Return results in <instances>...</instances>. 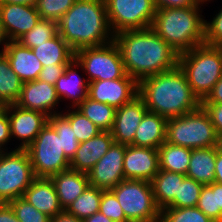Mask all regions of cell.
<instances>
[{
  "label": "cell",
  "mask_w": 222,
  "mask_h": 222,
  "mask_svg": "<svg viewBox=\"0 0 222 222\" xmlns=\"http://www.w3.org/2000/svg\"><path fill=\"white\" fill-rule=\"evenodd\" d=\"M126 74L138 83L178 66L179 53L151 27L125 30L114 35Z\"/></svg>",
  "instance_id": "1"
},
{
  "label": "cell",
  "mask_w": 222,
  "mask_h": 222,
  "mask_svg": "<svg viewBox=\"0 0 222 222\" xmlns=\"http://www.w3.org/2000/svg\"><path fill=\"white\" fill-rule=\"evenodd\" d=\"M138 94L143 98L148 111L166 119L184 115L201 105L179 65L141 80Z\"/></svg>",
  "instance_id": "2"
},
{
  "label": "cell",
  "mask_w": 222,
  "mask_h": 222,
  "mask_svg": "<svg viewBox=\"0 0 222 222\" xmlns=\"http://www.w3.org/2000/svg\"><path fill=\"white\" fill-rule=\"evenodd\" d=\"M57 22L59 35L74 52L106 45L114 38L105 0H76Z\"/></svg>",
  "instance_id": "3"
},
{
  "label": "cell",
  "mask_w": 222,
  "mask_h": 222,
  "mask_svg": "<svg viewBox=\"0 0 222 222\" xmlns=\"http://www.w3.org/2000/svg\"><path fill=\"white\" fill-rule=\"evenodd\" d=\"M200 5L156 9L151 28L179 54L204 44Z\"/></svg>",
  "instance_id": "4"
},
{
  "label": "cell",
  "mask_w": 222,
  "mask_h": 222,
  "mask_svg": "<svg viewBox=\"0 0 222 222\" xmlns=\"http://www.w3.org/2000/svg\"><path fill=\"white\" fill-rule=\"evenodd\" d=\"M178 65L184 71L192 92L202 101L222 77V47L195 46L179 54Z\"/></svg>",
  "instance_id": "5"
},
{
  "label": "cell",
  "mask_w": 222,
  "mask_h": 222,
  "mask_svg": "<svg viewBox=\"0 0 222 222\" xmlns=\"http://www.w3.org/2000/svg\"><path fill=\"white\" fill-rule=\"evenodd\" d=\"M166 142L190 149L218 145V135L210 116L200 105L184 115L167 120Z\"/></svg>",
  "instance_id": "6"
},
{
  "label": "cell",
  "mask_w": 222,
  "mask_h": 222,
  "mask_svg": "<svg viewBox=\"0 0 222 222\" xmlns=\"http://www.w3.org/2000/svg\"><path fill=\"white\" fill-rule=\"evenodd\" d=\"M129 222H160L151 182L124 179L111 189Z\"/></svg>",
  "instance_id": "7"
},
{
  "label": "cell",
  "mask_w": 222,
  "mask_h": 222,
  "mask_svg": "<svg viewBox=\"0 0 222 222\" xmlns=\"http://www.w3.org/2000/svg\"><path fill=\"white\" fill-rule=\"evenodd\" d=\"M35 177H46L70 169V160L62 149L61 137L48 122L26 149Z\"/></svg>",
  "instance_id": "8"
},
{
  "label": "cell",
  "mask_w": 222,
  "mask_h": 222,
  "mask_svg": "<svg viewBox=\"0 0 222 222\" xmlns=\"http://www.w3.org/2000/svg\"><path fill=\"white\" fill-rule=\"evenodd\" d=\"M35 178L26 149L0 152V203L22 197Z\"/></svg>",
  "instance_id": "9"
},
{
  "label": "cell",
  "mask_w": 222,
  "mask_h": 222,
  "mask_svg": "<svg viewBox=\"0 0 222 222\" xmlns=\"http://www.w3.org/2000/svg\"><path fill=\"white\" fill-rule=\"evenodd\" d=\"M74 58L87 74L89 83L119 79L126 75L120 51L114 41L103 46L81 48L74 52Z\"/></svg>",
  "instance_id": "10"
},
{
  "label": "cell",
  "mask_w": 222,
  "mask_h": 222,
  "mask_svg": "<svg viewBox=\"0 0 222 222\" xmlns=\"http://www.w3.org/2000/svg\"><path fill=\"white\" fill-rule=\"evenodd\" d=\"M108 22L113 34L149 28L156 6L154 0H105Z\"/></svg>",
  "instance_id": "11"
},
{
  "label": "cell",
  "mask_w": 222,
  "mask_h": 222,
  "mask_svg": "<svg viewBox=\"0 0 222 222\" xmlns=\"http://www.w3.org/2000/svg\"><path fill=\"white\" fill-rule=\"evenodd\" d=\"M127 145L113 143L106 154L88 172L91 186L102 190H111L123 181V161Z\"/></svg>",
  "instance_id": "12"
},
{
  "label": "cell",
  "mask_w": 222,
  "mask_h": 222,
  "mask_svg": "<svg viewBox=\"0 0 222 222\" xmlns=\"http://www.w3.org/2000/svg\"><path fill=\"white\" fill-rule=\"evenodd\" d=\"M139 93V83L129 75L114 80H96L89 83L88 97L115 108L131 101Z\"/></svg>",
  "instance_id": "13"
},
{
  "label": "cell",
  "mask_w": 222,
  "mask_h": 222,
  "mask_svg": "<svg viewBox=\"0 0 222 222\" xmlns=\"http://www.w3.org/2000/svg\"><path fill=\"white\" fill-rule=\"evenodd\" d=\"M3 108L8 113L11 138L21 140L17 149H27L48 123V116L39 111L22 109L15 104Z\"/></svg>",
  "instance_id": "14"
},
{
  "label": "cell",
  "mask_w": 222,
  "mask_h": 222,
  "mask_svg": "<svg viewBox=\"0 0 222 222\" xmlns=\"http://www.w3.org/2000/svg\"><path fill=\"white\" fill-rule=\"evenodd\" d=\"M147 111L145 102L139 94L131 101L116 108L114 124L111 130L114 142L131 145L136 130Z\"/></svg>",
  "instance_id": "15"
},
{
  "label": "cell",
  "mask_w": 222,
  "mask_h": 222,
  "mask_svg": "<svg viewBox=\"0 0 222 222\" xmlns=\"http://www.w3.org/2000/svg\"><path fill=\"white\" fill-rule=\"evenodd\" d=\"M159 171L158 149L127 145L123 161L125 179L151 182Z\"/></svg>",
  "instance_id": "16"
},
{
  "label": "cell",
  "mask_w": 222,
  "mask_h": 222,
  "mask_svg": "<svg viewBox=\"0 0 222 222\" xmlns=\"http://www.w3.org/2000/svg\"><path fill=\"white\" fill-rule=\"evenodd\" d=\"M59 101L55 85L37 79L23 83L15 105L22 109L42 112L50 117L58 114L54 108L57 107Z\"/></svg>",
  "instance_id": "17"
},
{
  "label": "cell",
  "mask_w": 222,
  "mask_h": 222,
  "mask_svg": "<svg viewBox=\"0 0 222 222\" xmlns=\"http://www.w3.org/2000/svg\"><path fill=\"white\" fill-rule=\"evenodd\" d=\"M0 19L9 41H17L41 19L35 6L0 3Z\"/></svg>",
  "instance_id": "18"
},
{
  "label": "cell",
  "mask_w": 222,
  "mask_h": 222,
  "mask_svg": "<svg viewBox=\"0 0 222 222\" xmlns=\"http://www.w3.org/2000/svg\"><path fill=\"white\" fill-rule=\"evenodd\" d=\"M113 143L111 131H101L97 136L80 143L70 161V169L88 174Z\"/></svg>",
  "instance_id": "19"
},
{
  "label": "cell",
  "mask_w": 222,
  "mask_h": 222,
  "mask_svg": "<svg viewBox=\"0 0 222 222\" xmlns=\"http://www.w3.org/2000/svg\"><path fill=\"white\" fill-rule=\"evenodd\" d=\"M3 53L8 58L12 70L23 83L39 78L43 66L30 48L18 41H9Z\"/></svg>",
  "instance_id": "20"
},
{
  "label": "cell",
  "mask_w": 222,
  "mask_h": 222,
  "mask_svg": "<svg viewBox=\"0 0 222 222\" xmlns=\"http://www.w3.org/2000/svg\"><path fill=\"white\" fill-rule=\"evenodd\" d=\"M22 198L51 218L63 211L50 178L36 177Z\"/></svg>",
  "instance_id": "21"
},
{
  "label": "cell",
  "mask_w": 222,
  "mask_h": 222,
  "mask_svg": "<svg viewBox=\"0 0 222 222\" xmlns=\"http://www.w3.org/2000/svg\"><path fill=\"white\" fill-rule=\"evenodd\" d=\"M79 63L73 58L62 74L56 81L55 89L58 98H67L72 100V108H77L82 101L88 97L89 82L86 78L82 79L78 75L76 68ZM75 68V69H74Z\"/></svg>",
  "instance_id": "22"
},
{
  "label": "cell",
  "mask_w": 222,
  "mask_h": 222,
  "mask_svg": "<svg viewBox=\"0 0 222 222\" xmlns=\"http://www.w3.org/2000/svg\"><path fill=\"white\" fill-rule=\"evenodd\" d=\"M54 185L60 206L65 210L90 185L88 175L68 169L49 177Z\"/></svg>",
  "instance_id": "23"
},
{
  "label": "cell",
  "mask_w": 222,
  "mask_h": 222,
  "mask_svg": "<svg viewBox=\"0 0 222 222\" xmlns=\"http://www.w3.org/2000/svg\"><path fill=\"white\" fill-rule=\"evenodd\" d=\"M167 120L157 113L147 111L136 130L131 145L158 149L166 141Z\"/></svg>",
  "instance_id": "24"
},
{
  "label": "cell",
  "mask_w": 222,
  "mask_h": 222,
  "mask_svg": "<svg viewBox=\"0 0 222 222\" xmlns=\"http://www.w3.org/2000/svg\"><path fill=\"white\" fill-rule=\"evenodd\" d=\"M216 146L192 149L186 177L210 185L215 181Z\"/></svg>",
  "instance_id": "25"
},
{
  "label": "cell",
  "mask_w": 222,
  "mask_h": 222,
  "mask_svg": "<svg viewBox=\"0 0 222 222\" xmlns=\"http://www.w3.org/2000/svg\"><path fill=\"white\" fill-rule=\"evenodd\" d=\"M39 59L42 66H54V64H69L74 58V51L59 33L42 44H36L31 49Z\"/></svg>",
  "instance_id": "26"
},
{
  "label": "cell",
  "mask_w": 222,
  "mask_h": 222,
  "mask_svg": "<svg viewBox=\"0 0 222 222\" xmlns=\"http://www.w3.org/2000/svg\"><path fill=\"white\" fill-rule=\"evenodd\" d=\"M186 175L160 170L151 180L156 205L160 210L166 208L178 195L179 183Z\"/></svg>",
  "instance_id": "27"
},
{
  "label": "cell",
  "mask_w": 222,
  "mask_h": 222,
  "mask_svg": "<svg viewBox=\"0 0 222 222\" xmlns=\"http://www.w3.org/2000/svg\"><path fill=\"white\" fill-rule=\"evenodd\" d=\"M159 169L186 175L192 149L169 144L166 141L158 147Z\"/></svg>",
  "instance_id": "28"
},
{
  "label": "cell",
  "mask_w": 222,
  "mask_h": 222,
  "mask_svg": "<svg viewBox=\"0 0 222 222\" xmlns=\"http://www.w3.org/2000/svg\"><path fill=\"white\" fill-rule=\"evenodd\" d=\"M23 82L12 70L4 53H0V105L15 104L20 96Z\"/></svg>",
  "instance_id": "29"
},
{
  "label": "cell",
  "mask_w": 222,
  "mask_h": 222,
  "mask_svg": "<svg viewBox=\"0 0 222 222\" xmlns=\"http://www.w3.org/2000/svg\"><path fill=\"white\" fill-rule=\"evenodd\" d=\"M77 109L102 131L112 130L116 113L115 107L87 97Z\"/></svg>",
  "instance_id": "30"
},
{
  "label": "cell",
  "mask_w": 222,
  "mask_h": 222,
  "mask_svg": "<svg viewBox=\"0 0 222 222\" xmlns=\"http://www.w3.org/2000/svg\"><path fill=\"white\" fill-rule=\"evenodd\" d=\"M103 190L89 185L87 189L72 202L65 211L84 220L99 211Z\"/></svg>",
  "instance_id": "31"
},
{
  "label": "cell",
  "mask_w": 222,
  "mask_h": 222,
  "mask_svg": "<svg viewBox=\"0 0 222 222\" xmlns=\"http://www.w3.org/2000/svg\"><path fill=\"white\" fill-rule=\"evenodd\" d=\"M48 122L54 127L59 137H61L62 149L65 156L71 161L79 148L78 142L70 122L61 112L48 117Z\"/></svg>",
  "instance_id": "32"
},
{
  "label": "cell",
  "mask_w": 222,
  "mask_h": 222,
  "mask_svg": "<svg viewBox=\"0 0 222 222\" xmlns=\"http://www.w3.org/2000/svg\"><path fill=\"white\" fill-rule=\"evenodd\" d=\"M59 33L58 22L54 20L40 19L30 31L21 36L17 41L30 49L36 44H42L55 37Z\"/></svg>",
  "instance_id": "33"
},
{
  "label": "cell",
  "mask_w": 222,
  "mask_h": 222,
  "mask_svg": "<svg viewBox=\"0 0 222 222\" xmlns=\"http://www.w3.org/2000/svg\"><path fill=\"white\" fill-rule=\"evenodd\" d=\"M69 122L79 143L97 136L102 130L78 109L62 114Z\"/></svg>",
  "instance_id": "34"
},
{
  "label": "cell",
  "mask_w": 222,
  "mask_h": 222,
  "mask_svg": "<svg viewBox=\"0 0 222 222\" xmlns=\"http://www.w3.org/2000/svg\"><path fill=\"white\" fill-rule=\"evenodd\" d=\"M203 186V184L194 179L185 177L179 183L178 195L174 197V200L167 207H195Z\"/></svg>",
  "instance_id": "35"
},
{
  "label": "cell",
  "mask_w": 222,
  "mask_h": 222,
  "mask_svg": "<svg viewBox=\"0 0 222 222\" xmlns=\"http://www.w3.org/2000/svg\"><path fill=\"white\" fill-rule=\"evenodd\" d=\"M160 222H214L199 208L195 207H166L161 210Z\"/></svg>",
  "instance_id": "36"
},
{
  "label": "cell",
  "mask_w": 222,
  "mask_h": 222,
  "mask_svg": "<svg viewBox=\"0 0 222 222\" xmlns=\"http://www.w3.org/2000/svg\"><path fill=\"white\" fill-rule=\"evenodd\" d=\"M76 0H37L35 8L41 19L58 21Z\"/></svg>",
  "instance_id": "37"
},
{
  "label": "cell",
  "mask_w": 222,
  "mask_h": 222,
  "mask_svg": "<svg viewBox=\"0 0 222 222\" xmlns=\"http://www.w3.org/2000/svg\"><path fill=\"white\" fill-rule=\"evenodd\" d=\"M20 222H50L51 217L37 210L22 197L9 202Z\"/></svg>",
  "instance_id": "38"
},
{
  "label": "cell",
  "mask_w": 222,
  "mask_h": 222,
  "mask_svg": "<svg viewBox=\"0 0 222 222\" xmlns=\"http://www.w3.org/2000/svg\"><path fill=\"white\" fill-rule=\"evenodd\" d=\"M99 211L114 222H129L111 190H103Z\"/></svg>",
  "instance_id": "39"
},
{
  "label": "cell",
  "mask_w": 222,
  "mask_h": 222,
  "mask_svg": "<svg viewBox=\"0 0 222 222\" xmlns=\"http://www.w3.org/2000/svg\"><path fill=\"white\" fill-rule=\"evenodd\" d=\"M204 44L222 47V9L213 17L211 22L204 23Z\"/></svg>",
  "instance_id": "40"
},
{
  "label": "cell",
  "mask_w": 222,
  "mask_h": 222,
  "mask_svg": "<svg viewBox=\"0 0 222 222\" xmlns=\"http://www.w3.org/2000/svg\"><path fill=\"white\" fill-rule=\"evenodd\" d=\"M196 207L215 222L214 182L203 186Z\"/></svg>",
  "instance_id": "41"
},
{
  "label": "cell",
  "mask_w": 222,
  "mask_h": 222,
  "mask_svg": "<svg viewBox=\"0 0 222 222\" xmlns=\"http://www.w3.org/2000/svg\"><path fill=\"white\" fill-rule=\"evenodd\" d=\"M67 65L68 64H54V66H43L38 79L51 85H55L57 79L64 74Z\"/></svg>",
  "instance_id": "42"
},
{
  "label": "cell",
  "mask_w": 222,
  "mask_h": 222,
  "mask_svg": "<svg viewBox=\"0 0 222 222\" xmlns=\"http://www.w3.org/2000/svg\"><path fill=\"white\" fill-rule=\"evenodd\" d=\"M201 105L210 116L218 137H222V104L201 103Z\"/></svg>",
  "instance_id": "43"
},
{
  "label": "cell",
  "mask_w": 222,
  "mask_h": 222,
  "mask_svg": "<svg viewBox=\"0 0 222 222\" xmlns=\"http://www.w3.org/2000/svg\"><path fill=\"white\" fill-rule=\"evenodd\" d=\"M11 139L10 124L7 111L2 108L0 110V152L6 151L4 145Z\"/></svg>",
  "instance_id": "44"
},
{
  "label": "cell",
  "mask_w": 222,
  "mask_h": 222,
  "mask_svg": "<svg viewBox=\"0 0 222 222\" xmlns=\"http://www.w3.org/2000/svg\"><path fill=\"white\" fill-rule=\"evenodd\" d=\"M156 9L203 5L197 0H154Z\"/></svg>",
  "instance_id": "45"
},
{
  "label": "cell",
  "mask_w": 222,
  "mask_h": 222,
  "mask_svg": "<svg viewBox=\"0 0 222 222\" xmlns=\"http://www.w3.org/2000/svg\"><path fill=\"white\" fill-rule=\"evenodd\" d=\"M215 222L222 221V184L214 182Z\"/></svg>",
  "instance_id": "46"
},
{
  "label": "cell",
  "mask_w": 222,
  "mask_h": 222,
  "mask_svg": "<svg viewBox=\"0 0 222 222\" xmlns=\"http://www.w3.org/2000/svg\"><path fill=\"white\" fill-rule=\"evenodd\" d=\"M201 103H217L222 104V77L214 85L212 91Z\"/></svg>",
  "instance_id": "47"
},
{
  "label": "cell",
  "mask_w": 222,
  "mask_h": 222,
  "mask_svg": "<svg viewBox=\"0 0 222 222\" xmlns=\"http://www.w3.org/2000/svg\"><path fill=\"white\" fill-rule=\"evenodd\" d=\"M0 222H20L9 203H0Z\"/></svg>",
  "instance_id": "48"
},
{
  "label": "cell",
  "mask_w": 222,
  "mask_h": 222,
  "mask_svg": "<svg viewBox=\"0 0 222 222\" xmlns=\"http://www.w3.org/2000/svg\"><path fill=\"white\" fill-rule=\"evenodd\" d=\"M215 181L216 183L222 184V153L216 146V160H215Z\"/></svg>",
  "instance_id": "49"
},
{
  "label": "cell",
  "mask_w": 222,
  "mask_h": 222,
  "mask_svg": "<svg viewBox=\"0 0 222 222\" xmlns=\"http://www.w3.org/2000/svg\"><path fill=\"white\" fill-rule=\"evenodd\" d=\"M50 222H83V220H80L74 215H71L63 210L62 212L52 217Z\"/></svg>",
  "instance_id": "50"
},
{
  "label": "cell",
  "mask_w": 222,
  "mask_h": 222,
  "mask_svg": "<svg viewBox=\"0 0 222 222\" xmlns=\"http://www.w3.org/2000/svg\"><path fill=\"white\" fill-rule=\"evenodd\" d=\"M83 222H114V221L106 217L100 211H98L94 213L92 216L85 218Z\"/></svg>",
  "instance_id": "51"
},
{
  "label": "cell",
  "mask_w": 222,
  "mask_h": 222,
  "mask_svg": "<svg viewBox=\"0 0 222 222\" xmlns=\"http://www.w3.org/2000/svg\"><path fill=\"white\" fill-rule=\"evenodd\" d=\"M37 0H0V3L35 6Z\"/></svg>",
  "instance_id": "52"
},
{
  "label": "cell",
  "mask_w": 222,
  "mask_h": 222,
  "mask_svg": "<svg viewBox=\"0 0 222 222\" xmlns=\"http://www.w3.org/2000/svg\"><path fill=\"white\" fill-rule=\"evenodd\" d=\"M9 40L4 32V29H3V25H2V22H1V19H0V45L2 44L3 47H2V50L0 51V53H3V51L5 50V47L7 46Z\"/></svg>",
  "instance_id": "53"
},
{
  "label": "cell",
  "mask_w": 222,
  "mask_h": 222,
  "mask_svg": "<svg viewBox=\"0 0 222 222\" xmlns=\"http://www.w3.org/2000/svg\"><path fill=\"white\" fill-rule=\"evenodd\" d=\"M218 150L222 153V137H218Z\"/></svg>",
  "instance_id": "54"
},
{
  "label": "cell",
  "mask_w": 222,
  "mask_h": 222,
  "mask_svg": "<svg viewBox=\"0 0 222 222\" xmlns=\"http://www.w3.org/2000/svg\"><path fill=\"white\" fill-rule=\"evenodd\" d=\"M199 3H205V2H207V1H210V0H197Z\"/></svg>",
  "instance_id": "55"
}]
</instances>
